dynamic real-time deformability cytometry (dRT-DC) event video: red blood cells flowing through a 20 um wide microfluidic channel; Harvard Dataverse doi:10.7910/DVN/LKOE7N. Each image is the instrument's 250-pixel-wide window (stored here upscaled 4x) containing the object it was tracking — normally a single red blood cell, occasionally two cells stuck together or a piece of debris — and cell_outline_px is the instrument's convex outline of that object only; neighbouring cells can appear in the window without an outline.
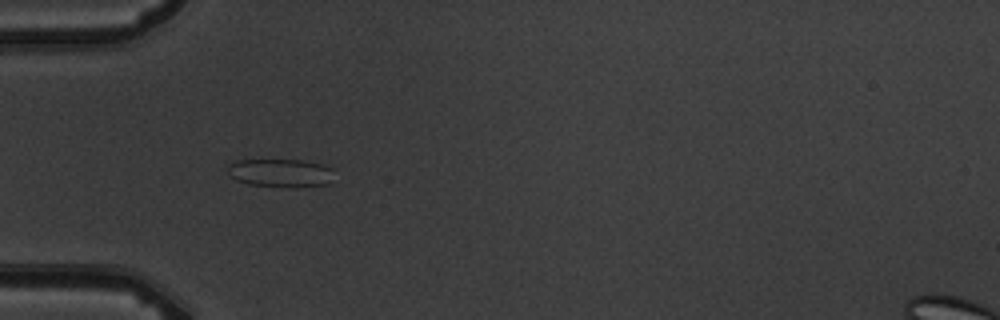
{"species": "common noctule bat (a hibernating species)", "species_latin": "Nyctalus noctula", "temperature_condition": "warm", "stored_images_in_passage": 4, "camera_frame_rate_fps": 3000, "um_per_image_px": 0.085, "animal": {"sex": "male", "body_mass_g": 19.5, "forearm_length_mm": 54.6}, "frame": {"image": 1, "passage_image": 3, "time_ms": 3.333, "image_size_px": [1000, 320], "cell_outline_px": [[336, 168], [328, 184], [288, 188], [248, 184], [236, 180], [228, 172], [228, 164], [236, 160], [304, 160], [324, 164]], "centroid_in_image_um": [23.9, 14.7], "position_along_channel_um": 61.1, "area_um2": 17.86}}
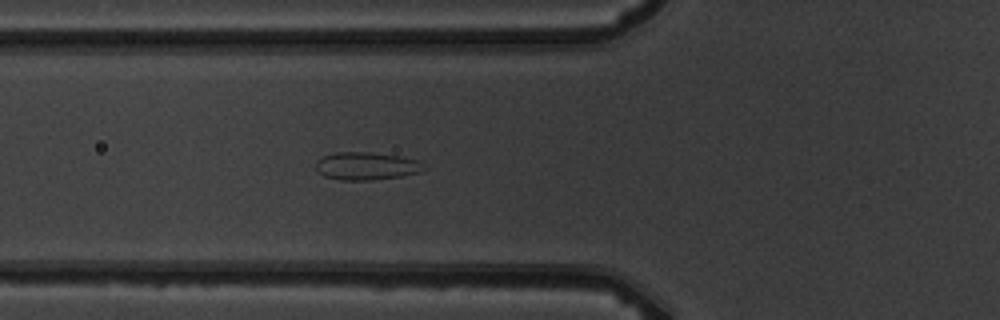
{"frame": {"image": 2, "passage_image": 4, "time_ms": 4.333, "image_size_px": [1000, 320], "cell_outline_px": [[428, 168], [424, 172], [404, 176], [372, 180], [340, 180], [324, 176], [316, 168], [316, 160], [324, 156], [336, 152], [368, 152], [400, 156], [416, 160]], "centroid_in_image_um": [31.19, 14.12], "position_along_channel_um": 94.6, "area_um2": 17.63}}